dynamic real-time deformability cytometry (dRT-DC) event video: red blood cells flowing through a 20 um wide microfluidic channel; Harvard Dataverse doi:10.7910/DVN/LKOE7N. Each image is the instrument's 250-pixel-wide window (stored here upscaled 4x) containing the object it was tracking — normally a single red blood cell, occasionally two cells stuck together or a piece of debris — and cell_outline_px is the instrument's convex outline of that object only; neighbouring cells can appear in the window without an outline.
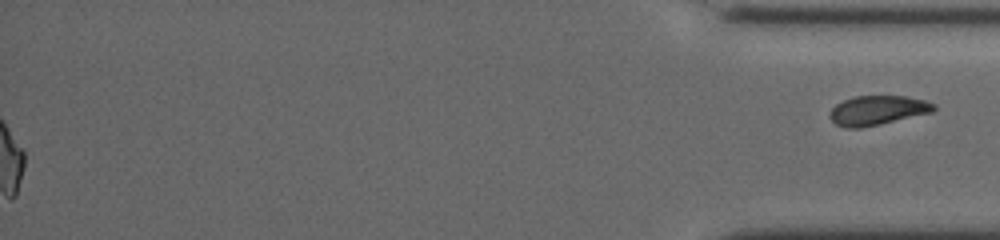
{"species": "common noctule bat (a hibernating species)", "species_latin": "Nyctalus noctula", "temperature_condition": "cold", "stored_images_in_passage": 52, "segment_of_instrument_passage": [2, 2], "camera_frame_rate_fps": 3000, "um_per_image_px": 0.085, "animal": {"sex": "female", "body_mass_g": 19.5, "forearm_length_mm": 54.1}, "frame": {"image": 1, "passage_image": 52, "time_ms": 17.0, "image_size_px": [1000, 240], "cell_outline_px": [[936, 108], [932, 112], [880, 124], [860, 128], [848, 128], [836, 124], [828, 116], [828, 112], [836, 104], [844, 100], [856, 96], [904, 96], [924, 100], [936, 104]], "centroid_in_image_um": [74.57, 9.38], "position_along_channel_um": 360.6, "area_um2": 17.74}}